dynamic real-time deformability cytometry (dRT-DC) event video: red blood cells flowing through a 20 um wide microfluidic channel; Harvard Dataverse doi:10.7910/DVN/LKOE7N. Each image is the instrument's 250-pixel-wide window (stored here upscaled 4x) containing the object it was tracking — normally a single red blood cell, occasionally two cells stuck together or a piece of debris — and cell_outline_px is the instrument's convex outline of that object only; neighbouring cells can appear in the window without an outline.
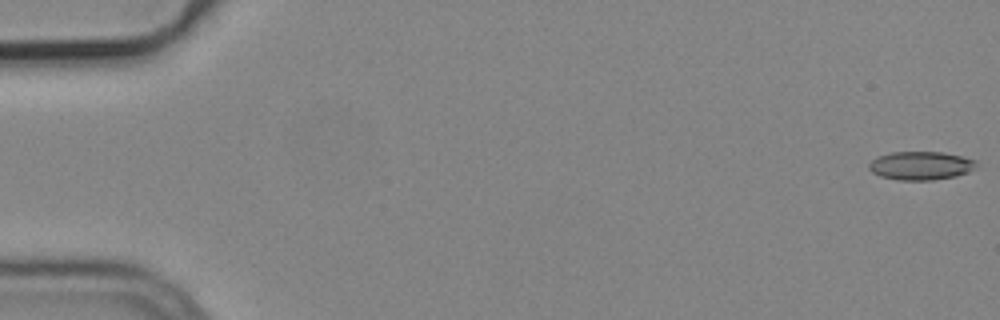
{"species": "common noctule bat (a hibernating species)", "species_latin": "Nyctalus noctula", "temperature_condition": "cold", "stored_images_in_passage": 55, "camera_frame_rate_fps": 3000, "um_per_image_px": 0.085, "animal": {"sex": "male", "body_mass_g": 19.2, "forearm_length_mm": 51.8}, "frame": {"image": 1, "passage_image": 1, "time_ms": 0.0, "image_size_px": [1000, 320], "cell_outline_px": [[976, 168], [968, 172], [956, 176], [932, 180], [896, 180], [880, 176], [872, 172], [868, 168], [868, 164], [876, 156], [892, 152], [944, 152], [976, 160]], "centroid_in_image_um": [78.24, 14.08], "position_along_channel_um": 6.8, "area_um2": 17.92}}
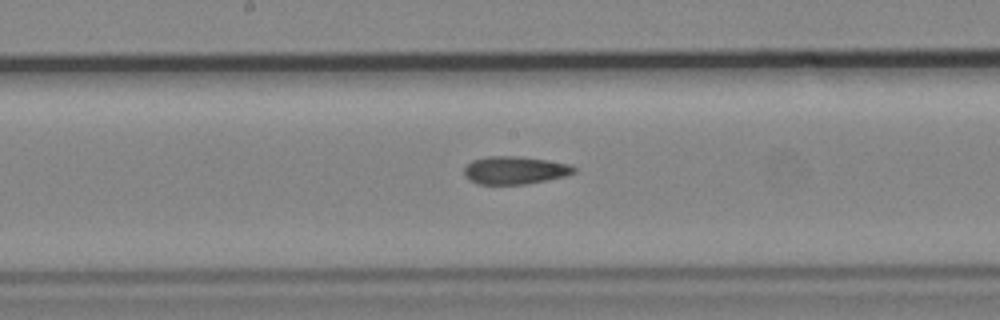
{"frame": {"image": 2, "passage_image": 29, "time_ms": 9.333, "image_size_px": [1000, 320], "cell_outline_px": [[576, 172], [564, 176], [524, 184], [476, 184], [464, 176], [464, 168], [472, 160], [484, 156], [516, 156], [572, 164], [576, 168]], "centroid_in_image_um": [43.73, 14.46], "position_along_channel_um": 204.5, "area_um2": 17.74}}
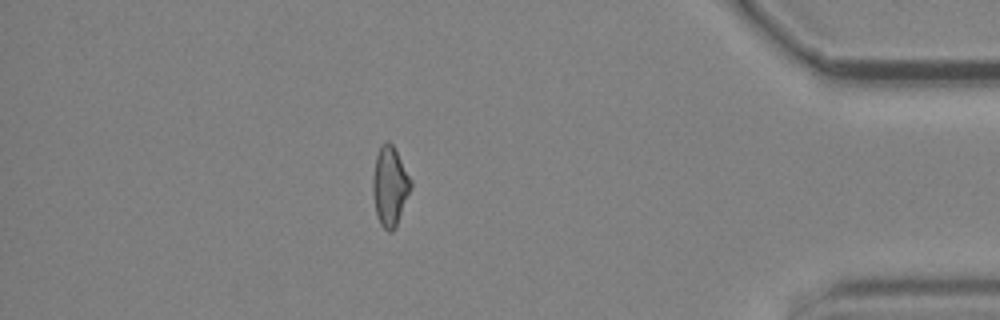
{"frame": {"image": 3, "passage_image": 48, "time_ms": 15.667, "image_size_px": [1000, 320], "cell_outline_px": [[412, 188], [396, 228], [392, 232], [388, 232], [380, 224], [376, 216], [372, 192], [372, 176], [376, 156], [380, 144], [384, 140], [388, 140], [392, 144], [412, 180]], "centroid_in_image_um": [33.13, 15.84], "position_along_channel_um": 402.1, "area_um2": 18.03}, "authors_computed_cell_mechanics": {"area_um2": 17.918, "velocity_mm_per_s": 3.7763, "shape_relaxation_time_tau1_ms": null, "shape_relaxation_time_tau2_ms": 6.2576, "deformation_change_tau1": null, "deformation_change_tau2": 0.1597}}